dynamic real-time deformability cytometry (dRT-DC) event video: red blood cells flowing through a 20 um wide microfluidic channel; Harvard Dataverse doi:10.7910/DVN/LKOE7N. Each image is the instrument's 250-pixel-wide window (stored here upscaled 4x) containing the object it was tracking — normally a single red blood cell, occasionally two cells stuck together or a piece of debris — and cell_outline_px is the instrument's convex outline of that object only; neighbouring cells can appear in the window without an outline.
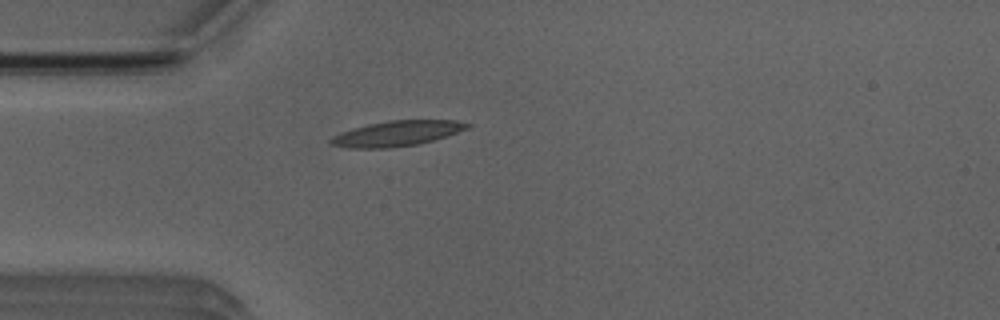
{"species": "Egyptian fruit bat (a non-hibernating species)", "species_latin": "Rousettus aegyptiacus", "temperature_condition": "room temperature", "stored_images_in_passage": 2, "camera_frame_rate_fps": 3000, "um_per_image_px": 0.085, "animal": {"sex": "male"}, "frame": {"image": 1, "passage_image": 2, "time_ms": 1.333, "image_size_px": [1000, 320], "cell_outline_px": [[472, 124], [468, 128], [448, 136], [420, 144], [392, 148], [348, 148], [332, 144], [328, 140], [340, 132], [352, 128], [368, 124], [388, 120], [456, 120]], "centroid_in_image_um": [33.76, 11.34], "position_along_channel_um": 51.2, "area_um2": 20.29}}